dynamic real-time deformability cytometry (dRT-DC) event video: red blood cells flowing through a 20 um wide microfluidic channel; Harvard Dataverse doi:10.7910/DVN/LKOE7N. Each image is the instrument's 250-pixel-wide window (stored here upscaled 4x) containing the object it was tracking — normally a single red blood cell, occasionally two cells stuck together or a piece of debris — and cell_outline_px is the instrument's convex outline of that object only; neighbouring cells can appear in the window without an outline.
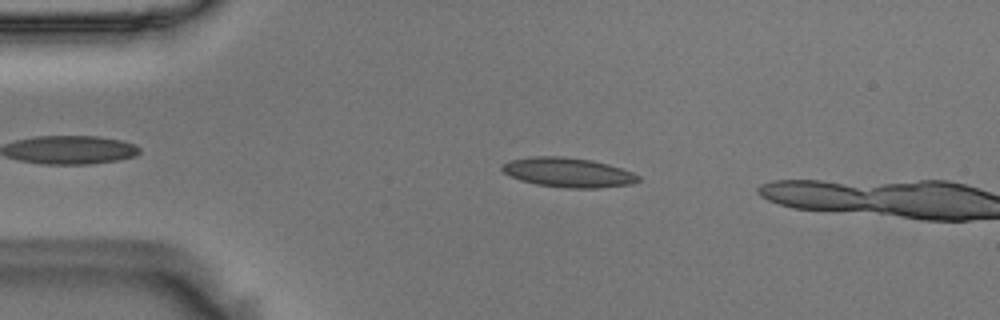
{"species": "Egyptian fruit bat (a non-hibernating species)", "species_latin": "Rousettus aegyptiacus", "temperature_condition": "room temperature", "stored_images_in_passage": 13, "camera_frame_rate_fps": 3000, "um_per_image_px": 0.085, "animal": {"sex": "male"}, "frame": {"image": 1, "passage_image": 11, "time_ms": 3.333, "image_size_px": [1000, 320], "cell_outline_px": [[640, 180], [632, 184], [600, 188], [564, 188], [536, 184], [520, 180], [508, 176], [500, 168], [500, 164], [508, 160], [532, 156], [564, 156], [592, 160], [608, 164], [632, 172], [640, 176]], "centroid_in_image_um": [48.25, 14.65], "position_along_channel_um": 36.8, "area_um2": 23.76}}